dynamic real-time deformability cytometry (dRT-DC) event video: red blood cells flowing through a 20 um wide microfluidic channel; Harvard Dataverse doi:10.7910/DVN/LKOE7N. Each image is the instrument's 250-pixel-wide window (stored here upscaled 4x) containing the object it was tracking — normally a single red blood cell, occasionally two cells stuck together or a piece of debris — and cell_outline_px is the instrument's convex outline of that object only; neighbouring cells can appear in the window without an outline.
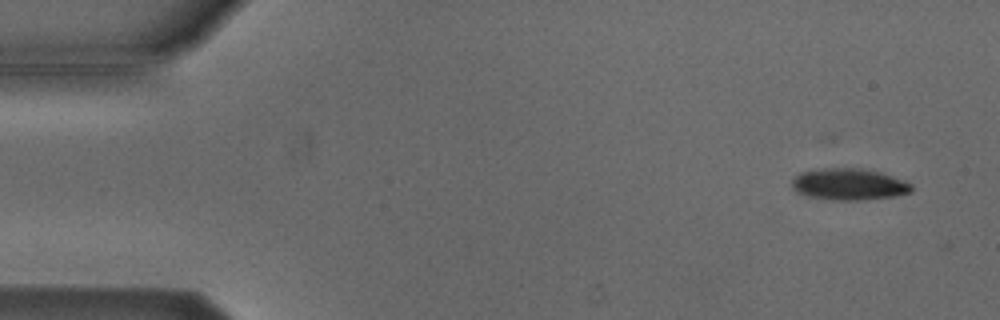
{"species": "Egyptian fruit bat (a non-hibernating species)", "species_latin": "Rousettus aegyptiacus", "temperature_condition": "cold", "stored_images_in_passage": 52, "camera_frame_rate_fps": 3000, "um_per_image_px": 0.085, "animal": {"sex": "male"}, "frame": {"image": 1, "passage_image": 1, "time_ms": 0.0, "image_size_px": [1000, 320], "cell_outline_px": [[912, 192], [896, 196], [864, 200], [832, 200], [808, 196], [796, 192], [792, 188], [792, 180], [796, 176], [804, 172], [828, 168], [852, 168], [876, 172], [912, 184]], "centroid_in_image_um": [72.14, 15.7], "position_along_channel_um": 12.9, "area_um2": 21.5}}
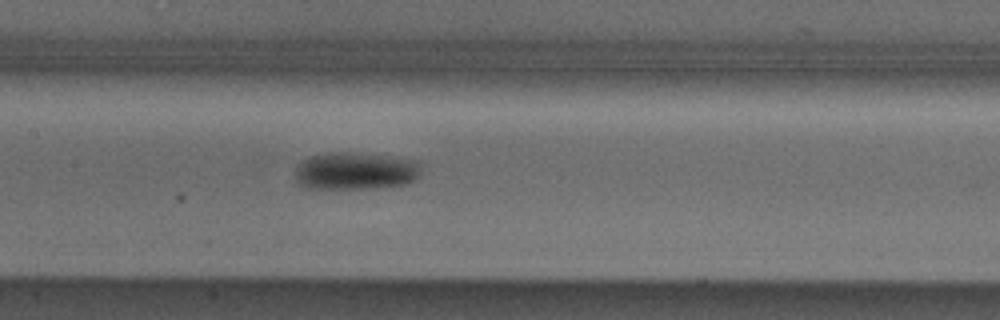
{"frame": {"image": 2, "passage_image": 23, "time_ms": 7.333, "image_size_px": [1000, 320], "cell_outline_px": [[420, 176], [416, 180], [408, 184], [380, 188], [308, 188], [300, 184], [296, 180], [296, 164], [308, 156], [324, 152], [348, 152], [388, 156], [420, 160]], "centroid_in_image_um": [30.24, 14.52], "position_along_channel_um": 177.2, "area_um2": 28.03}}
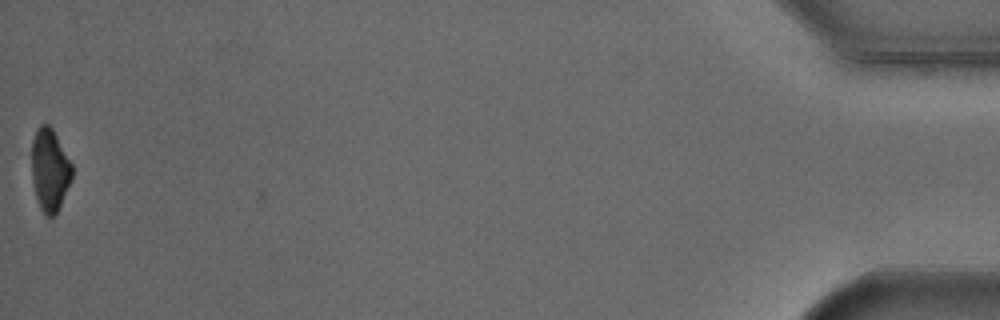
{"frame": {"image": 3, "passage_image": 51, "time_ms": 16.667, "image_size_px": [1000, 320], "cell_outline_px": [[72, 180], [56, 212], [52, 216], [44, 216], [40, 208], [36, 196], [32, 180], [32, 140], [36, 128], [40, 124], [48, 124], [52, 128], [72, 164]], "centroid_in_image_um": [4.22, 14.42], "position_along_channel_um": 431.0, "area_um2": 19.31}, "authors_computed_cell_mechanics": {"area_um2": 23.4379, "velocity_mm_per_s": 3.8352, "shape_relaxation_time_tau1_ms": 2.0877, "shape_relaxation_time_tau2_ms": null, "deformation_change_tau1": 0.105, "deformation_change_tau2": null}}